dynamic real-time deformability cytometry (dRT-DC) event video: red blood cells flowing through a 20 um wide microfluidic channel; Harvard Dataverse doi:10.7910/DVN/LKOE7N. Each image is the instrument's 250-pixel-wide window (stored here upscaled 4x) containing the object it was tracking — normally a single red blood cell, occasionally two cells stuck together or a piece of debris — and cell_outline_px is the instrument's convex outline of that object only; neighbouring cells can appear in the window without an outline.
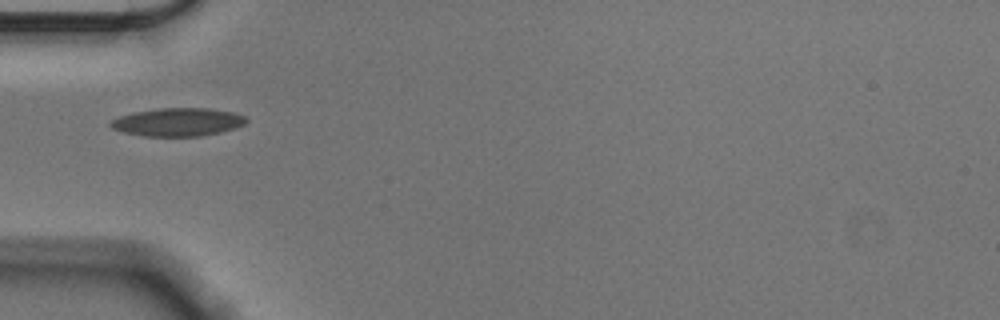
{"species": "Egyptian fruit bat (a non-hibernating species)", "species_latin": "Rousettus aegyptiacus", "temperature_condition": "cold", "stored_images_in_passage": 39, "camera_frame_rate_fps": 3000, "um_per_image_px": 0.085, "animal": {"sex": "male"}, "frame": {"image": 1, "passage_image": 1, "time_ms": 0.0, "image_size_px": [1000, 320], "cell_outline_px": [[248, 120], [244, 124], [236, 128], [220, 132], [200, 136], [144, 136], [124, 132], [112, 128], [108, 124], [112, 120], [120, 116], [136, 112], [160, 108], [208, 108], [232, 112], [244, 116]], "centroid_in_image_um": [15.13, 10.38], "position_along_channel_um": 69.9, "area_um2": 22.08}}
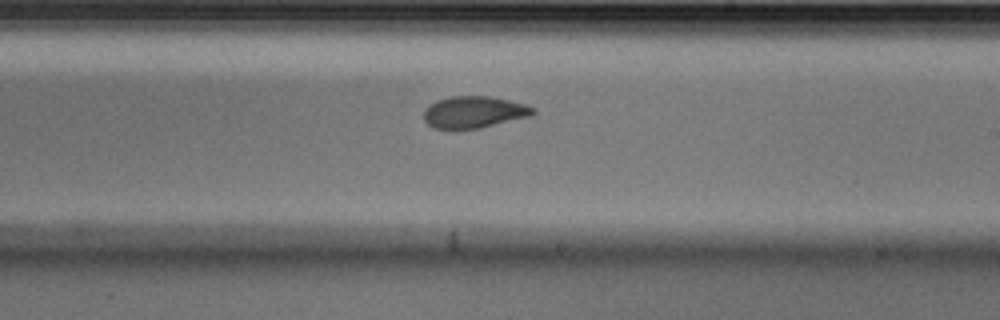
{"frame": {"image": 2, "passage_image": 16, "time_ms": 5.0, "image_size_px": [1000, 320], "cell_outline_px": [[536, 112], [532, 116], [480, 128], [452, 132], [432, 128], [424, 120], [424, 108], [428, 104], [436, 100], [452, 96], [492, 96], [524, 104], [536, 108]], "centroid_in_image_um": [40.24, 9.56], "position_along_channel_um": 248.8, "area_um2": 21.04}}
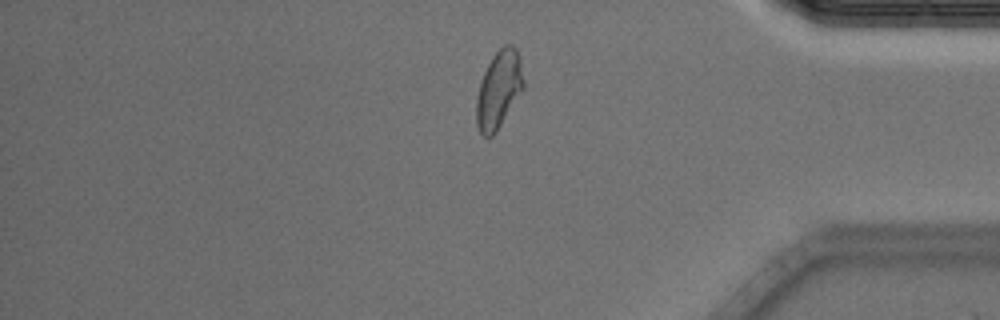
{"frame": {"image": 3, "passage_image": 30, "time_ms": 9.667, "image_size_px": [1000, 320], "cell_outline_px": [[524, 88], [496, 132], [492, 136], [484, 136], [480, 132], [476, 124], [476, 96], [480, 80], [492, 56], [504, 44], [512, 44], [516, 48], [520, 56], [524, 80]], "centroid_in_image_um": [42.4, 7.59], "position_along_channel_um": 392.8, "area_um2": 21.44}, "authors_computed_cell_mechanics": {"area_um2": 21.0392, "velocity_mm_per_s": 3.5587, "shape_relaxation_time_tau1_ms": 3.9694, "shape_relaxation_time_tau2_ms": 2.009, "deformation_change_tau1": 0.1322, "deformation_change_tau2": 0.0629}}